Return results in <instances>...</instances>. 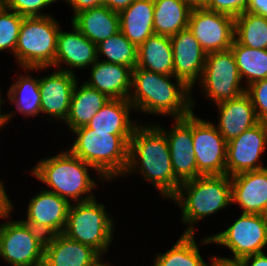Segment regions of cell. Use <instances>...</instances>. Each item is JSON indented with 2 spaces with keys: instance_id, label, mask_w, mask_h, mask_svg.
I'll return each mask as SVG.
<instances>
[{
  "instance_id": "7",
  "label": "cell",
  "mask_w": 267,
  "mask_h": 266,
  "mask_svg": "<svg viewBox=\"0 0 267 266\" xmlns=\"http://www.w3.org/2000/svg\"><path fill=\"white\" fill-rule=\"evenodd\" d=\"M105 209L104 204L98 203L95 198L75 205L71 203L62 234L92 247L103 256L114 239L115 230L114 220Z\"/></svg>"
},
{
  "instance_id": "20",
  "label": "cell",
  "mask_w": 267,
  "mask_h": 266,
  "mask_svg": "<svg viewBox=\"0 0 267 266\" xmlns=\"http://www.w3.org/2000/svg\"><path fill=\"white\" fill-rule=\"evenodd\" d=\"M216 107L219 110L216 128L227 142L260 122L246 92L236 98L219 102Z\"/></svg>"
},
{
  "instance_id": "25",
  "label": "cell",
  "mask_w": 267,
  "mask_h": 266,
  "mask_svg": "<svg viewBox=\"0 0 267 266\" xmlns=\"http://www.w3.org/2000/svg\"><path fill=\"white\" fill-rule=\"evenodd\" d=\"M77 84L78 81L73 89L69 114L65 120L71 131L87 126L97 111L110 100L107 95L88 86L85 82L81 83L80 87Z\"/></svg>"
},
{
  "instance_id": "31",
  "label": "cell",
  "mask_w": 267,
  "mask_h": 266,
  "mask_svg": "<svg viewBox=\"0 0 267 266\" xmlns=\"http://www.w3.org/2000/svg\"><path fill=\"white\" fill-rule=\"evenodd\" d=\"M234 39L254 49H267V17L245 11L235 18Z\"/></svg>"
},
{
  "instance_id": "50",
  "label": "cell",
  "mask_w": 267,
  "mask_h": 266,
  "mask_svg": "<svg viewBox=\"0 0 267 266\" xmlns=\"http://www.w3.org/2000/svg\"><path fill=\"white\" fill-rule=\"evenodd\" d=\"M2 4H3V1H2V0H0V7L2 6Z\"/></svg>"
},
{
  "instance_id": "4",
  "label": "cell",
  "mask_w": 267,
  "mask_h": 266,
  "mask_svg": "<svg viewBox=\"0 0 267 266\" xmlns=\"http://www.w3.org/2000/svg\"><path fill=\"white\" fill-rule=\"evenodd\" d=\"M181 208V222L189 225L184 234H195V224L209 215L232 205L231 177L199 176L180 184L171 198Z\"/></svg>"
},
{
  "instance_id": "11",
  "label": "cell",
  "mask_w": 267,
  "mask_h": 266,
  "mask_svg": "<svg viewBox=\"0 0 267 266\" xmlns=\"http://www.w3.org/2000/svg\"><path fill=\"white\" fill-rule=\"evenodd\" d=\"M192 137L198 177L226 174L227 141L214 123L198 118L193 111Z\"/></svg>"
},
{
  "instance_id": "30",
  "label": "cell",
  "mask_w": 267,
  "mask_h": 266,
  "mask_svg": "<svg viewBox=\"0 0 267 266\" xmlns=\"http://www.w3.org/2000/svg\"><path fill=\"white\" fill-rule=\"evenodd\" d=\"M195 234H182L165 253L156 255L153 266H208L199 252Z\"/></svg>"
},
{
  "instance_id": "9",
  "label": "cell",
  "mask_w": 267,
  "mask_h": 266,
  "mask_svg": "<svg viewBox=\"0 0 267 266\" xmlns=\"http://www.w3.org/2000/svg\"><path fill=\"white\" fill-rule=\"evenodd\" d=\"M241 76L231 49L211 52L206 55V62L200 78V86L207 98L214 104L236 98L246 92L241 86Z\"/></svg>"
},
{
  "instance_id": "16",
  "label": "cell",
  "mask_w": 267,
  "mask_h": 266,
  "mask_svg": "<svg viewBox=\"0 0 267 266\" xmlns=\"http://www.w3.org/2000/svg\"><path fill=\"white\" fill-rule=\"evenodd\" d=\"M77 81L76 75L62 70H55L50 75L39 78L41 113L65 122Z\"/></svg>"
},
{
  "instance_id": "5",
  "label": "cell",
  "mask_w": 267,
  "mask_h": 266,
  "mask_svg": "<svg viewBox=\"0 0 267 266\" xmlns=\"http://www.w3.org/2000/svg\"><path fill=\"white\" fill-rule=\"evenodd\" d=\"M88 168L92 170L94 167L67 149L50 158L41 159L31 169V174L51 187L48 191L54 192L70 203L74 201L77 203L95 198L91 191L97 184L90 177Z\"/></svg>"
},
{
  "instance_id": "12",
  "label": "cell",
  "mask_w": 267,
  "mask_h": 266,
  "mask_svg": "<svg viewBox=\"0 0 267 266\" xmlns=\"http://www.w3.org/2000/svg\"><path fill=\"white\" fill-rule=\"evenodd\" d=\"M188 29L208 54L231 48L235 37V18L205 8H193Z\"/></svg>"
},
{
  "instance_id": "14",
  "label": "cell",
  "mask_w": 267,
  "mask_h": 266,
  "mask_svg": "<svg viewBox=\"0 0 267 266\" xmlns=\"http://www.w3.org/2000/svg\"><path fill=\"white\" fill-rule=\"evenodd\" d=\"M71 203L47 189L41 190L29 200L26 219L22 221L31 225L45 237L62 234Z\"/></svg>"
},
{
  "instance_id": "6",
  "label": "cell",
  "mask_w": 267,
  "mask_h": 266,
  "mask_svg": "<svg viewBox=\"0 0 267 266\" xmlns=\"http://www.w3.org/2000/svg\"><path fill=\"white\" fill-rule=\"evenodd\" d=\"M60 29L52 15L23 18L14 53L23 71L54 67Z\"/></svg>"
},
{
  "instance_id": "3",
  "label": "cell",
  "mask_w": 267,
  "mask_h": 266,
  "mask_svg": "<svg viewBox=\"0 0 267 266\" xmlns=\"http://www.w3.org/2000/svg\"><path fill=\"white\" fill-rule=\"evenodd\" d=\"M75 141L68 150L98 171V179L111 181L124 177L132 135H114L87 126L72 131Z\"/></svg>"
},
{
  "instance_id": "39",
  "label": "cell",
  "mask_w": 267,
  "mask_h": 266,
  "mask_svg": "<svg viewBox=\"0 0 267 266\" xmlns=\"http://www.w3.org/2000/svg\"><path fill=\"white\" fill-rule=\"evenodd\" d=\"M13 206L10 198H8L3 182L0 181V218L10 217L13 212Z\"/></svg>"
},
{
  "instance_id": "46",
  "label": "cell",
  "mask_w": 267,
  "mask_h": 266,
  "mask_svg": "<svg viewBox=\"0 0 267 266\" xmlns=\"http://www.w3.org/2000/svg\"><path fill=\"white\" fill-rule=\"evenodd\" d=\"M192 8H204L209 0H185Z\"/></svg>"
},
{
  "instance_id": "49",
  "label": "cell",
  "mask_w": 267,
  "mask_h": 266,
  "mask_svg": "<svg viewBox=\"0 0 267 266\" xmlns=\"http://www.w3.org/2000/svg\"><path fill=\"white\" fill-rule=\"evenodd\" d=\"M31 266H49L44 260L36 263V264H32Z\"/></svg>"
},
{
  "instance_id": "41",
  "label": "cell",
  "mask_w": 267,
  "mask_h": 266,
  "mask_svg": "<svg viewBox=\"0 0 267 266\" xmlns=\"http://www.w3.org/2000/svg\"><path fill=\"white\" fill-rule=\"evenodd\" d=\"M210 261L211 264H208V266H245L243 260L239 258H224V256L212 255Z\"/></svg>"
},
{
  "instance_id": "22",
  "label": "cell",
  "mask_w": 267,
  "mask_h": 266,
  "mask_svg": "<svg viewBox=\"0 0 267 266\" xmlns=\"http://www.w3.org/2000/svg\"><path fill=\"white\" fill-rule=\"evenodd\" d=\"M71 24L97 45L120 31V16L107 6L101 5L76 13Z\"/></svg>"
},
{
  "instance_id": "32",
  "label": "cell",
  "mask_w": 267,
  "mask_h": 266,
  "mask_svg": "<svg viewBox=\"0 0 267 266\" xmlns=\"http://www.w3.org/2000/svg\"><path fill=\"white\" fill-rule=\"evenodd\" d=\"M105 55L104 61L121 64L131 68L137 67L138 47L131 43L121 31L97 44V57Z\"/></svg>"
},
{
  "instance_id": "24",
  "label": "cell",
  "mask_w": 267,
  "mask_h": 266,
  "mask_svg": "<svg viewBox=\"0 0 267 266\" xmlns=\"http://www.w3.org/2000/svg\"><path fill=\"white\" fill-rule=\"evenodd\" d=\"M120 31L137 47L155 34L153 29L154 1L135 0L119 13Z\"/></svg>"
},
{
  "instance_id": "45",
  "label": "cell",
  "mask_w": 267,
  "mask_h": 266,
  "mask_svg": "<svg viewBox=\"0 0 267 266\" xmlns=\"http://www.w3.org/2000/svg\"><path fill=\"white\" fill-rule=\"evenodd\" d=\"M2 104H4V100L1 99V93H0V130L2 129V127L8 123V121H10V119L13 117V115H15L13 112L14 111H10L8 114L4 113L1 111V106Z\"/></svg>"
},
{
  "instance_id": "19",
  "label": "cell",
  "mask_w": 267,
  "mask_h": 266,
  "mask_svg": "<svg viewBox=\"0 0 267 266\" xmlns=\"http://www.w3.org/2000/svg\"><path fill=\"white\" fill-rule=\"evenodd\" d=\"M101 258L92 247L71 240L64 234L46 237L44 261L49 266H93Z\"/></svg>"
},
{
  "instance_id": "33",
  "label": "cell",
  "mask_w": 267,
  "mask_h": 266,
  "mask_svg": "<svg viewBox=\"0 0 267 266\" xmlns=\"http://www.w3.org/2000/svg\"><path fill=\"white\" fill-rule=\"evenodd\" d=\"M174 120L175 125L170 130L157 125L166 135L170 152H187L190 155H195L192 137V112L188 116Z\"/></svg>"
},
{
  "instance_id": "38",
  "label": "cell",
  "mask_w": 267,
  "mask_h": 266,
  "mask_svg": "<svg viewBox=\"0 0 267 266\" xmlns=\"http://www.w3.org/2000/svg\"><path fill=\"white\" fill-rule=\"evenodd\" d=\"M249 0H209L205 9L238 17L247 10Z\"/></svg>"
},
{
  "instance_id": "26",
  "label": "cell",
  "mask_w": 267,
  "mask_h": 266,
  "mask_svg": "<svg viewBox=\"0 0 267 266\" xmlns=\"http://www.w3.org/2000/svg\"><path fill=\"white\" fill-rule=\"evenodd\" d=\"M137 68L165 75H174L173 51L170 37L153 34L139 45Z\"/></svg>"
},
{
  "instance_id": "10",
  "label": "cell",
  "mask_w": 267,
  "mask_h": 266,
  "mask_svg": "<svg viewBox=\"0 0 267 266\" xmlns=\"http://www.w3.org/2000/svg\"><path fill=\"white\" fill-rule=\"evenodd\" d=\"M201 243L226 246L233 258L239 259L262 253L267 246V222L262 214L242 213L228 228L203 238Z\"/></svg>"
},
{
  "instance_id": "8",
  "label": "cell",
  "mask_w": 267,
  "mask_h": 266,
  "mask_svg": "<svg viewBox=\"0 0 267 266\" xmlns=\"http://www.w3.org/2000/svg\"><path fill=\"white\" fill-rule=\"evenodd\" d=\"M0 225V257L11 266H31L44 260L46 237L22 220Z\"/></svg>"
},
{
  "instance_id": "47",
  "label": "cell",
  "mask_w": 267,
  "mask_h": 266,
  "mask_svg": "<svg viewBox=\"0 0 267 266\" xmlns=\"http://www.w3.org/2000/svg\"><path fill=\"white\" fill-rule=\"evenodd\" d=\"M93 266H111V265H109L108 263H104V262H102V258L95 264V265H93Z\"/></svg>"
},
{
  "instance_id": "42",
  "label": "cell",
  "mask_w": 267,
  "mask_h": 266,
  "mask_svg": "<svg viewBox=\"0 0 267 266\" xmlns=\"http://www.w3.org/2000/svg\"><path fill=\"white\" fill-rule=\"evenodd\" d=\"M245 266H267V254L257 253L241 258Z\"/></svg>"
},
{
  "instance_id": "48",
  "label": "cell",
  "mask_w": 267,
  "mask_h": 266,
  "mask_svg": "<svg viewBox=\"0 0 267 266\" xmlns=\"http://www.w3.org/2000/svg\"><path fill=\"white\" fill-rule=\"evenodd\" d=\"M263 219L267 222V202L265 204V208L262 213Z\"/></svg>"
},
{
  "instance_id": "23",
  "label": "cell",
  "mask_w": 267,
  "mask_h": 266,
  "mask_svg": "<svg viewBox=\"0 0 267 266\" xmlns=\"http://www.w3.org/2000/svg\"><path fill=\"white\" fill-rule=\"evenodd\" d=\"M134 110L128 99H110L88 122L87 127L95 131L109 132L114 135H133L139 125L129 118Z\"/></svg>"
},
{
  "instance_id": "13",
  "label": "cell",
  "mask_w": 267,
  "mask_h": 266,
  "mask_svg": "<svg viewBox=\"0 0 267 266\" xmlns=\"http://www.w3.org/2000/svg\"><path fill=\"white\" fill-rule=\"evenodd\" d=\"M267 148V123L259 122L227 142L226 175L260 170L262 153Z\"/></svg>"
},
{
  "instance_id": "2",
  "label": "cell",
  "mask_w": 267,
  "mask_h": 266,
  "mask_svg": "<svg viewBox=\"0 0 267 266\" xmlns=\"http://www.w3.org/2000/svg\"><path fill=\"white\" fill-rule=\"evenodd\" d=\"M171 78L176 81L173 83ZM191 91L174 75L155 73L136 67L132 70V87L128 101L135 110L145 114L183 118L195 107Z\"/></svg>"
},
{
  "instance_id": "37",
  "label": "cell",
  "mask_w": 267,
  "mask_h": 266,
  "mask_svg": "<svg viewBox=\"0 0 267 266\" xmlns=\"http://www.w3.org/2000/svg\"><path fill=\"white\" fill-rule=\"evenodd\" d=\"M258 120L267 123V78L253 82L246 87Z\"/></svg>"
},
{
  "instance_id": "40",
  "label": "cell",
  "mask_w": 267,
  "mask_h": 266,
  "mask_svg": "<svg viewBox=\"0 0 267 266\" xmlns=\"http://www.w3.org/2000/svg\"><path fill=\"white\" fill-rule=\"evenodd\" d=\"M66 4H70V7L73 9V15L76 13L103 5L104 0H65Z\"/></svg>"
},
{
  "instance_id": "34",
  "label": "cell",
  "mask_w": 267,
  "mask_h": 266,
  "mask_svg": "<svg viewBox=\"0 0 267 266\" xmlns=\"http://www.w3.org/2000/svg\"><path fill=\"white\" fill-rule=\"evenodd\" d=\"M23 18L2 4L0 7V52L8 49L14 55Z\"/></svg>"
},
{
  "instance_id": "36",
  "label": "cell",
  "mask_w": 267,
  "mask_h": 266,
  "mask_svg": "<svg viewBox=\"0 0 267 266\" xmlns=\"http://www.w3.org/2000/svg\"><path fill=\"white\" fill-rule=\"evenodd\" d=\"M3 5L23 17L48 16L41 10L58 0H2Z\"/></svg>"
},
{
  "instance_id": "1",
  "label": "cell",
  "mask_w": 267,
  "mask_h": 266,
  "mask_svg": "<svg viewBox=\"0 0 267 266\" xmlns=\"http://www.w3.org/2000/svg\"><path fill=\"white\" fill-rule=\"evenodd\" d=\"M142 124L139 123L129 140L128 165L124 176L138 169L140 176L151 182L162 195L161 198L171 199L181 183L173 173L166 135L157 123Z\"/></svg>"
},
{
  "instance_id": "15",
  "label": "cell",
  "mask_w": 267,
  "mask_h": 266,
  "mask_svg": "<svg viewBox=\"0 0 267 266\" xmlns=\"http://www.w3.org/2000/svg\"><path fill=\"white\" fill-rule=\"evenodd\" d=\"M170 39L173 51L174 76L188 88L194 90L196 81H200L207 53L188 28L174 34Z\"/></svg>"
},
{
  "instance_id": "18",
  "label": "cell",
  "mask_w": 267,
  "mask_h": 266,
  "mask_svg": "<svg viewBox=\"0 0 267 266\" xmlns=\"http://www.w3.org/2000/svg\"><path fill=\"white\" fill-rule=\"evenodd\" d=\"M232 204L242 213L262 214L267 202V167L231 176Z\"/></svg>"
},
{
  "instance_id": "29",
  "label": "cell",
  "mask_w": 267,
  "mask_h": 266,
  "mask_svg": "<svg viewBox=\"0 0 267 266\" xmlns=\"http://www.w3.org/2000/svg\"><path fill=\"white\" fill-rule=\"evenodd\" d=\"M9 88L7 97L15 104V108L23 116L36 117L41 113V94L39 91V78L30 75H20Z\"/></svg>"
},
{
  "instance_id": "27",
  "label": "cell",
  "mask_w": 267,
  "mask_h": 266,
  "mask_svg": "<svg viewBox=\"0 0 267 266\" xmlns=\"http://www.w3.org/2000/svg\"><path fill=\"white\" fill-rule=\"evenodd\" d=\"M155 34L171 37L188 28L192 7L185 0H153Z\"/></svg>"
},
{
  "instance_id": "43",
  "label": "cell",
  "mask_w": 267,
  "mask_h": 266,
  "mask_svg": "<svg viewBox=\"0 0 267 266\" xmlns=\"http://www.w3.org/2000/svg\"><path fill=\"white\" fill-rule=\"evenodd\" d=\"M246 11L267 17V0H249Z\"/></svg>"
},
{
  "instance_id": "44",
  "label": "cell",
  "mask_w": 267,
  "mask_h": 266,
  "mask_svg": "<svg viewBox=\"0 0 267 266\" xmlns=\"http://www.w3.org/2000/svg\"><path fill=\"white\" fill-rule=\"evenodd\" d=\"M135 0H104L103 5L110 10L120 13L122 10L129 7Z\"/></svg>"
},
{
  "instance_id": "35",
  "label": "cell",
  "mask_w": 267,
  "mask_h": 266,
  "mask_svg": "<svg viewBox=\"0 0 267 266\" xmlns=\"http://www.w3.org/2000/svg\"><path fill=\"white\" fill-rule=\"evenodd\" d=\"M170 155L174 176L180 183L198 177L197 162L194 155L187 152H170Z\"/></svg>"
},
{
  "instance_id": "17",
  "label": "cell",
  "mask_w": 267,
  "mask_h": 266,
  "mask_svg": "<svg viewBox=\"0 0 267 266\" xmlns=\"http://www.w3.org/2000/svg\"><path fill=\"white\" fill-rule=\"evenodd\" d=\"M72 31L59 30L54 67L75 75L73 69L88 68L97 57V45L84 36L73 24ZM62 63L69 67H60ZM61 68V69H60ZM73 68V69H72Z\"/></svg>"
},
{
  "instance_id": "21",
  "label": "cell",
  "mask_w": 267,
  "mask_h": 266,
  "mask_svg": "<svg viewBox=\"0 0 267 266\" xmlns=\"http://www.w3.org/2000/svg\"><path fill=\"white\" fill-rule=\"evenodd\" d=\"M90 79L85 83L110 99H128L132 87V69L97 59L91 65Z\"/></svg>"
},
{
  "instance_id": "28",
  "label": "cell",
  "mask_w": 267,
  "mask_h": 266,
  "mask_svg": "<svg viewBox=\"0 0 267 266\" xmlns=\"http://www.w3.org/2000/svg\"><path fill=\"white\" fill-rule=\"evenodd\" d=\"M234 54L241 79L246 87L267 78V49H254L239 44L235 39L230 48Z\"/></svg>"
}]
</instances>
